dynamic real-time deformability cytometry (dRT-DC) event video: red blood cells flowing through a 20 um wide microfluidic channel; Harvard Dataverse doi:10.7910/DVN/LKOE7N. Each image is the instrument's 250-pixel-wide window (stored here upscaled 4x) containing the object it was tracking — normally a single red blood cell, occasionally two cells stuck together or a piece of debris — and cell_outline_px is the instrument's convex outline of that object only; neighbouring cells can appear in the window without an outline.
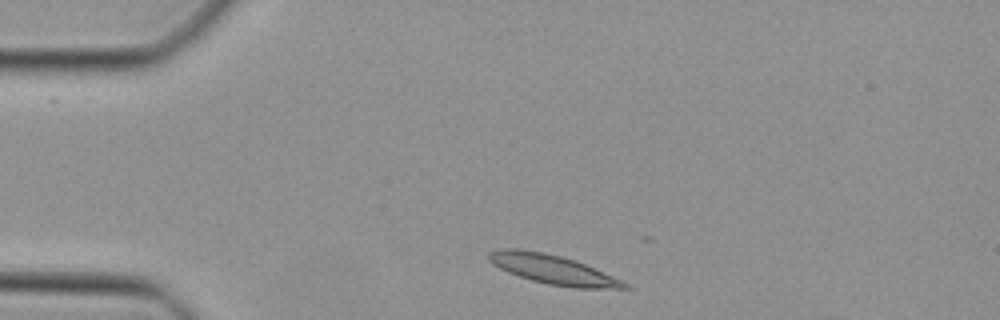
{"species": "Egyptian fruit bat (a non-hibernating species)", "species_latin": "Rousettus aegyptiacus", "temperature_condition": "cold", "stored_images_in_passage": 7, "camera_frame_rate_fps": 3000, "um_per_image_px": 0.085, "animal": {"sex": "female"}, "frame": {"image": 1, "passage_image": 1, "time_ms": 0.0, "image_size_px": [1000, 320], "cell_outline_px": [[636, 288], [572, 288], [548, 284], [532, 280], [508, 272], [492, 264], [488, 260], [488, 252], [500, 248], [520, 248], [544, 252], [560, 256], [584, 264], [612, 276]], "centroid_in_image_um": [46.94, 22.89], "position_along_channel_um": 38.1, "area_um2": 22.95}}
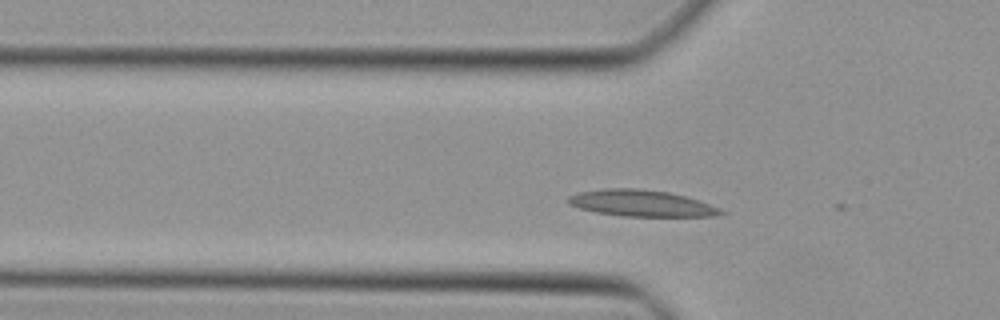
{"frame": {"image": 2, "passage_image": 6, "time_ms": 1.667, "image_size_px": [1000, 320], "cell_outline_px": [[728, 212], [716, 216], [624, 216], [596, 212], [580, 208], [568, 204], [568, 196], [580, 192], [604, 188], [640, 188], [668, 192], [684, 196], [720, 208]], "centroid_in_image_um": [54.51, 17.27], "position_along_channel_um": 71.3, "area_um2": 23.35}}